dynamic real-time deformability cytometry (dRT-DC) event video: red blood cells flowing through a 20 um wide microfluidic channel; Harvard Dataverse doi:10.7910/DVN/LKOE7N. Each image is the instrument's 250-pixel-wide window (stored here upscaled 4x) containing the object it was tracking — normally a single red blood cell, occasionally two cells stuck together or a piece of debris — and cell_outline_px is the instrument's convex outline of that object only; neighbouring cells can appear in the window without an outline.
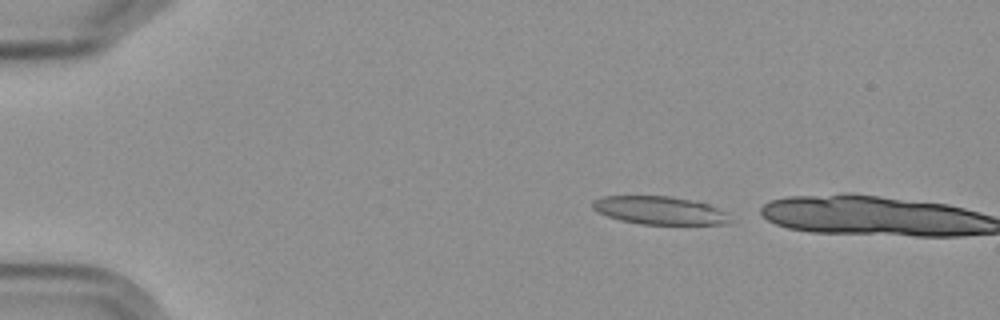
{"species": "Egyptian fruit bat (a non-hibernating species)", "species_latin": "Rousettus aegyptiacus", "temperature_condition": "cold", "stored_images_in_passage": 7, "camera_frame_rate_fps": 3000, "um_per_image_px": 0.085, "frame": {"image": 1, "passage_image": 7, "time_ms": 7.667, "image_size_px": [1000, 320], "cell_outline_px": [[732, 220], [728, 224], [640, 224], [620, 220], [596, 212], [592, 208], [592, 200], [604, 196], [668, 196], [708, 204], [728, 212]], "centroid_in_image_um": [56.07, 17.89], "position_along_channel_um": 28.9, "area_um2": 22.54}}